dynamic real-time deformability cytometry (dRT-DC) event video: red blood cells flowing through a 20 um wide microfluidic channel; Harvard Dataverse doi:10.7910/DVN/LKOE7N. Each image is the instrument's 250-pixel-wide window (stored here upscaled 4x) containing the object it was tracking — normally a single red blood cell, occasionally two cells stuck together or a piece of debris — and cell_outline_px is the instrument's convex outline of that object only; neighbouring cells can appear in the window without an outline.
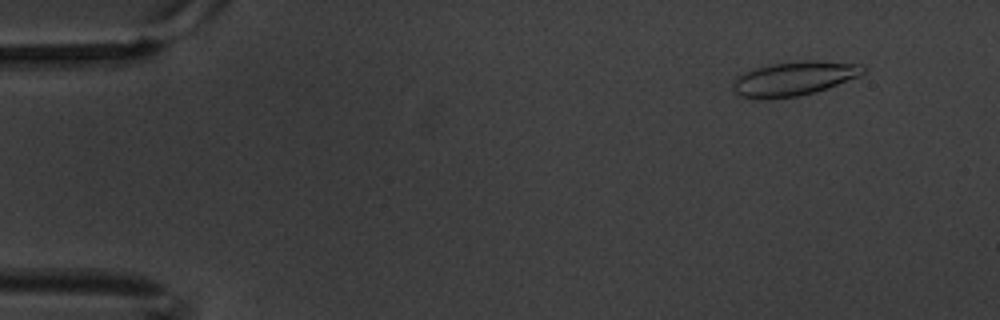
{"species": "common noctule bat (a hibernating species)", "species_latin": "Nyctalus noctula", "temperature_condition": "warm", "stored_images_in_passage": 6, "camera_frame_rate_fps": 3000, "um_per_image_px": 0.085, "animal": {"sex": "male", "body_mass_g": 20.1, "forearm_length_mm": 53.5}, "frame": {"image": 1, "passage_image": 2, "time_ms": 0.333, "image_size_px": [1000, 320], "cell_outline_px": [[868, 68], [864, 72], [856, 76], [836, 84], [812, 92], [796, 96], [740, 96], [736, 92], [732, 84], [736, 76], [756, 68], [768, 64], [804, 60], [816, 60], [860, 64]], "centroid_in_image_um": [67.52, 6.61], "position_along_channel_um": 17.5, "area_um2": 24.8}}